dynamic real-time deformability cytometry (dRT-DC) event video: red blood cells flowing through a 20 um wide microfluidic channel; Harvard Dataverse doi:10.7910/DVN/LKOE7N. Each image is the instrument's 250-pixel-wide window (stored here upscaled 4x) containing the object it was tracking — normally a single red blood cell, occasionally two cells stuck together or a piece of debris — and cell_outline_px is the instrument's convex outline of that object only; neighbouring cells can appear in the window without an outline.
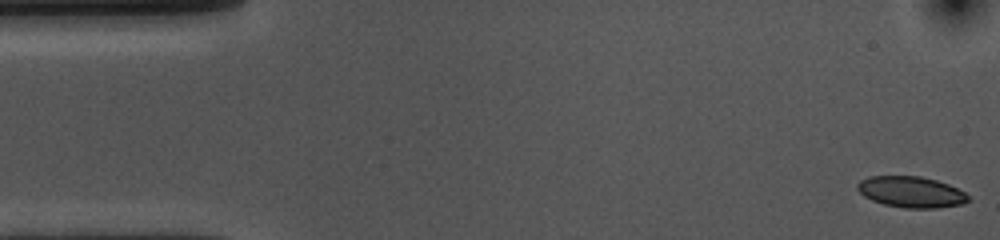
{"species": "common noctule bat (a hibernating species)", "species_latin": "Nyctalus noctula", "temperature_condition": "cold", "stored_images_in_passage": 54, "camera_frame_rate_fps": 3000, "um_per_image_px": 0.085, "animal": {"sex": "female", "body_mass_g": 10.0, "forearm_length_mm": 53.1}, "frame": {"image": 1, "passage_image": 1, "time_ms": 0.0, "image_size_px": [1000, 240], "cell_outline_px": [[972, 200], [964, 204], [936, 208], [904, 208], [884, 204], [872, 200], [864, 196], [856, 188], [856, 184], [860, 180], [868, 176], [920, 176], [936, 180], [948, 184], [964, 192]], "centroid_in_image_um": [77.45, 16.32], "position_along_channel_um": 7.6, "area_um2": 20.17}}
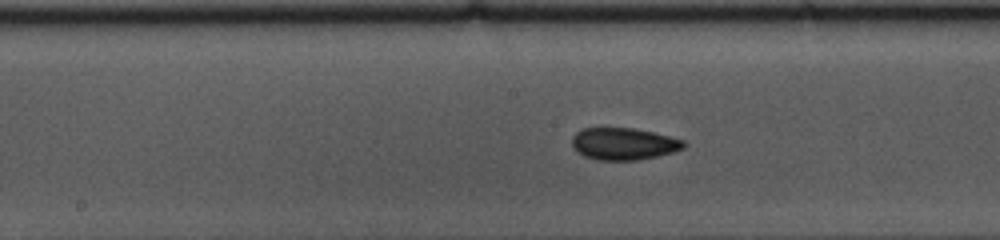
{"frame": {"image": 2, "passage_image": 26, "time_ms": 8.333, "image_size_px": [1000, 240], "cell_outline_px": [[684, 148], [676, 152], [636, 160], [596, 160], [584, 156], [576, 152], [572, 144], [572, 136], [576, 132], [584, 128], [632, 128], [652, 132], [684, 140]], "centroid_in_image_um": [52.99, 12.23], "position_along_channel_um": 195.2, "area_um2": 20.87}}
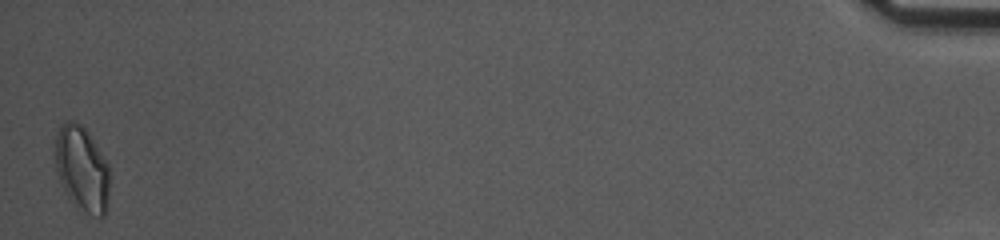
{"frame": {"image": 3, "passage_image": 54, "time_ms": 17.667, "image_size_px": [1000, 240], "cell_outline_px": [[108, 196], [104, 216], [100, 216], [88, 212], [72, 204], [60, 180], [56, 168], [56, 136], [60, 124], [68, 120], [72, 120], [80, 124], [84, 128], [96, 144], [108, 164]], "centroid_in_image_um": [6.96, 14.31], "position_along_channel_um": 428.2, "area_um2": 26.36}, "authors_computed_cell_mechanics": {"area_um2": 20.3745, "velocity_mm_per_s": 3.5697, "shape_relaxation_time_tau1_ms": 5.6557, "shape_relaxation_time_tau2_ms": 5.3463, "deformation_change_tau1": 0.1022, "deformation_change_tau2": 0.0983}}